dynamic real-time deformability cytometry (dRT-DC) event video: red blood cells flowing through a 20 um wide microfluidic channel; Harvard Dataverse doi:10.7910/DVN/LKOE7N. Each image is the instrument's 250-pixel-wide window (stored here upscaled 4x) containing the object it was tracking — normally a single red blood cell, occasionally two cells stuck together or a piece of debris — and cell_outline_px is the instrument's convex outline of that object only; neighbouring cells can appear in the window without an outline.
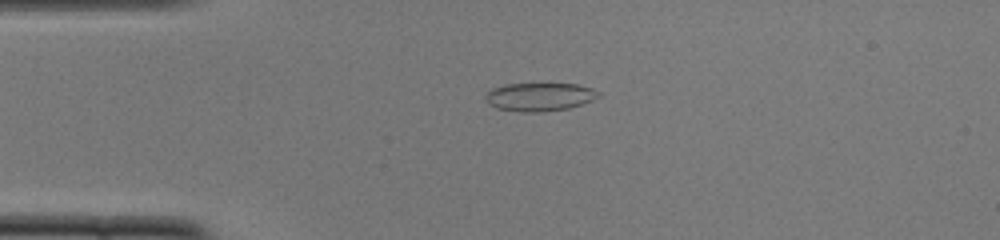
{"species": "common noctule bat (a hibernating species)", "species_latin": "Nyctalus noctula", "temperature_condition": "cold", "stored_images_in_passage": 51, "camera_frame_rate_fps": 3000, "um_per_image_px": 0.085, "animal": {"sex": "female", "body_mass_g": 22.0, "forearm_length_mm": 56.7}, "frame": {"image": 1, "passage_image": 12, "time_ms": 3.667, "image_size_px": [1000, 240], "cell_outline_px": [[600, 96], [592, 100], [568, 108], [540, 112], [520, 112], [496, 108], [488, 104], [484, 100], [484, 96], [492, 88], [504, 84], [576, 84], [592, 88], [600, 92]], "centroid_in_image_um": [45.82, 8.23], "position_along_channel_um": 39.2, "area_um2": 18.67}}
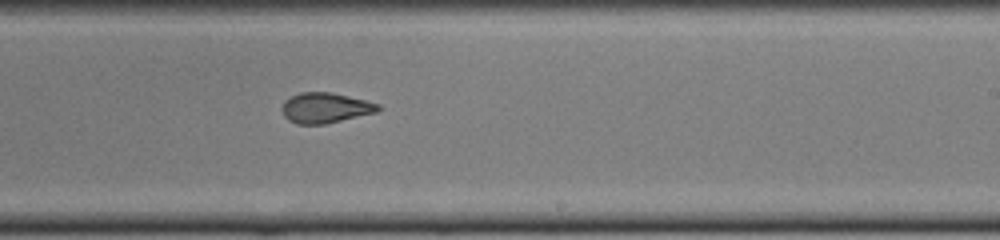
{"frame": {"image": 2, "passage_image": 31, "time_ms": 10.0, "image_size_px": [1000, 240], "cell_outline_px": [[380, 108], [376, 112], [324, 124], [296, 124], [288, 120], [284, 116], [280, 108], [284, 100], [300, 92], [332, 92], [380, 104]], "centroid_in_image_um": [27.6, 9.16], "position_along_channel_um": 261.4, "area_um2": 16.94}}
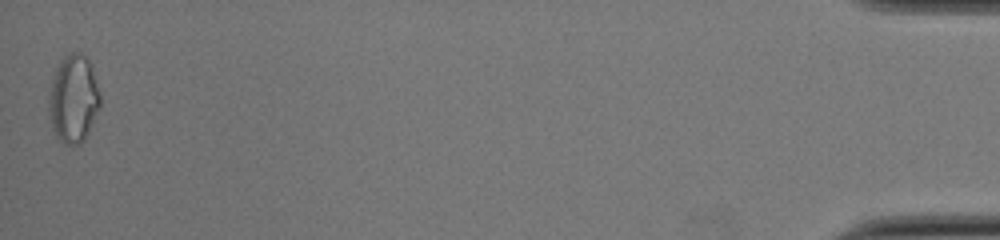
{"frame": {"image": 3, "passage_image": 51, "time_ms": 16.667, "image_size_px": [1000, 240], "cell_outline_px": [[100, 108], [84, 140], [80, 144], [64, 144], [56, 136], [52, 128], [48, 116], [48, 96], [52, 80], [56, 68], [60, 60], [64, 56], [72, 52], [80, 52], [92, 64], [100, 92]], "centroid_in_image_um": [6.24, 8.39], "position_along_channel_um": 429.0, "area_um2": 26.65}, "authors_computed_cell_mechanics": {"area_um2": 18.3226, "velocity_mm_per_s": 3.9053, "shape_relaxation_time_tau1_ms": null, "shape_relaxation_time_tau2_ms": 1.7945, "deformation_change_tau1": null, "deformation_change_tau2": 0.0668}}